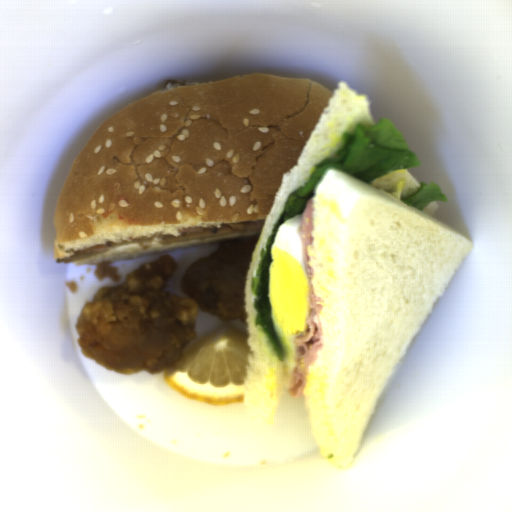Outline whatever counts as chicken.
<instances>
[{
    "mask_svg": "<svg viewBox=\"0 0 512 512\" xmlns=\"http://www.w3.org/2000/svg\"><path fill=\"white\" fill-rule=\"evenodd\" d=\"M258 238L223 241L191 264L180 279L184 298L166 291L178 268L170 253L143 262L120 285L98 288L73 325L83 355L119 373H159L180 362L185 348L197 341L199 310L227 324L247 322L245 279Z\"/></svg>",
    "mask_w": 512,
    "mask_h": 512,
    "instance_id": "chicken-1",
    "label": "chicken"
},
{
    "mask_svg": "<svg viewBox=\"0 0 512 512\" xmlns=\"http://www.w3.org/2000/svg\"><path fill=\"white\" fill-rule=\"evenodd\" d=\"M112 262L113 261L105 260L97 263L93 271L97 279L101 281L104 277H109L117 282L123 278L122 275L118 273L117 266H109Z\"/></svg>",
    "mask_w": 512,
    "mask_h": 512,
    "instance_id": "chicken-2",
    "label": "chicken"
}]
</instances>
